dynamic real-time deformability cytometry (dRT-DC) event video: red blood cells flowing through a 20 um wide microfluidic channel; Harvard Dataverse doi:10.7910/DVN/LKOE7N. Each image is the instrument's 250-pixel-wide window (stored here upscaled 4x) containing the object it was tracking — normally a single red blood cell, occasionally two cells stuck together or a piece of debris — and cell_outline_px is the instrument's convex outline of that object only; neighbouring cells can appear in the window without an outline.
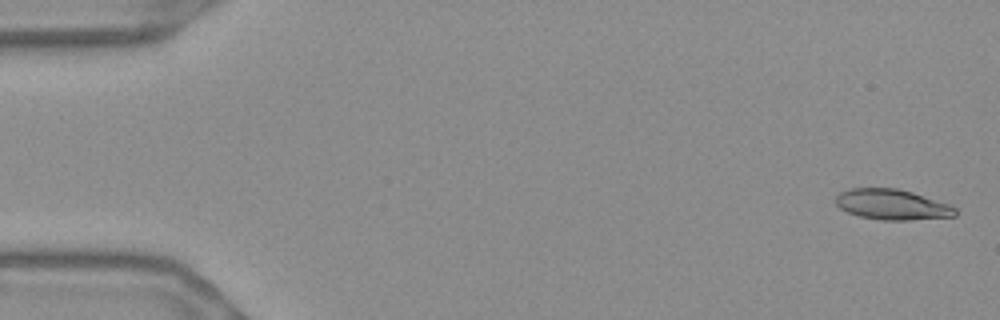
{"species": "Egyptian fruit bat (a non-hibernating species)", "species_latin": "Rousettus aegyptiacus", "temperature_condition": "warm", "stored_images_in_passage": 56, "camera_frame_rate_fps": 3000, "um_per_image_px": 0.085, "frame": {"image": 1, "passage_image": 2, "time_ms": 0.333, "image_size_px": [1000, 320], "cell_outline_px": [[956, 216], [908, 220], [880, 220], [860, 216], [848, 212], [840, 208], [836, 204], [836, 196], [840, 192], [852, 188], [896, 188], [912, 192], [948, 204], [956, 208]], "centroid_in_image_um": [75.81, 17.39], "position_along_channel_um": 9.2, "area_um2": 21.04}}
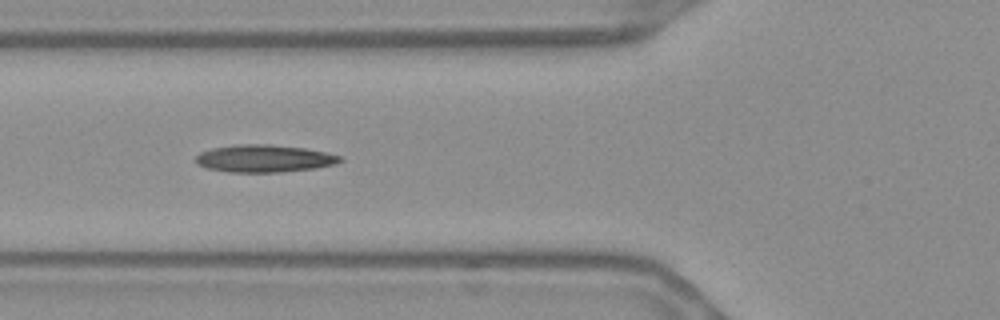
{"frame": {"image": 2, "passage_image": 21, "time_ms": 6.667, "image_size_px": [1000, 320], "cell_outline_px": [[344, 160], [336, 164], [316, 168], [280, 172], [228, 172], [204, 168], [196, 164], [196, 156], [200, 152], [212, 148], [240, 144], [272, 144], [304, 148], [324, 152], [340, 156]], "centroid_in_image_um": [22.43, 13.48], "position_along_channel_um": 103.4, "area_um2": 23.18}}
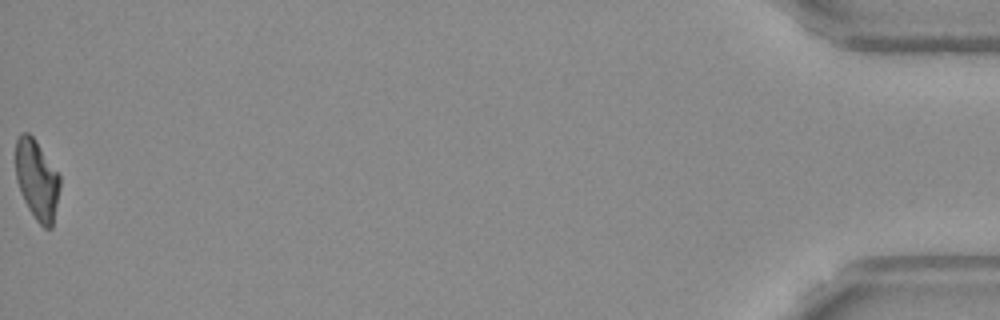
{"frame": {"image": 3, "passage_image": 56, "time_ms": 18.333, "image_size_px": [1000, 320], "cell_outline_px": [[60, 188], [52, 228], [44, 228], [36, 220], [28, 208], [20, 192], [16, 180], [16, 140], [20, 132], [28, 132], [36, 140], [60, 176]], "centroid_in_image_um": [3.13, 15.27], "position_along_channel_um": 432.1, "area_um2": 20.63}, "authors_computed_cell_mechanics": {"area_um2": 21.8773, "velocity_mm_per_s": 3.6818, "shape_relaxation_time_tau1_ms": null, "shape_relaxation_time_tau2_ms": 3.5803, "deformation_change_tau1": null, "deformation_change_tau2": 0.1295}}